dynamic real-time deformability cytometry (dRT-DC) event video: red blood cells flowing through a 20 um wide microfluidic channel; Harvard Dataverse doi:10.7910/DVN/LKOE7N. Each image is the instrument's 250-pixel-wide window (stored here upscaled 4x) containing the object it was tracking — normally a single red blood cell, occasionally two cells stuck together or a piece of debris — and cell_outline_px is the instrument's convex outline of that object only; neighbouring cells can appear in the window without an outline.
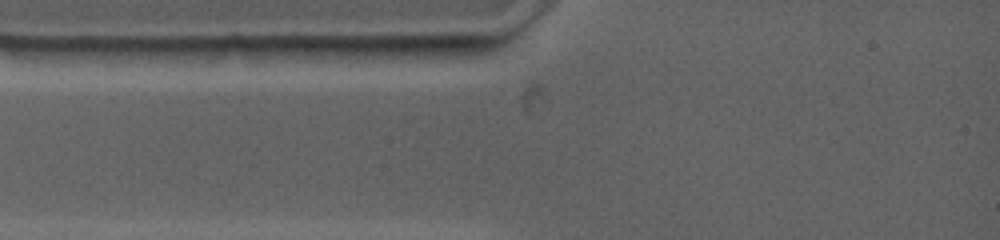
{"species": "common noctule bat (a hibernating species)", "species_latin": "Nyctalus noctula", "temperature_condition": "warm", "stored_images_in_passage": 2, "segment_of_instrument_passage": [1, 2], "camera_frame_rate_fps": 4500, "um_per_image_px": 0.085, "animal": {"sex": "female", "body_mass_g": 19.0, "forearm_length_mm": 53.3}, "frame": {"image": 1, "passage_image": 1, "time_ms": 0.0, "image_size_px": [1000, 240], "cell_outline_px": [[268, 48], [248, 56], [204, 64], [176, 64], [148, 48], [232, 44], [236, 44]], "centroid_in_image_um": [17.5, 4.52], "position_along_channel_um": 67.5, "area_um2": 11.04}}